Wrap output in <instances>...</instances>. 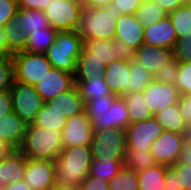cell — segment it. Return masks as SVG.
<instances>
[{"mask_svg": "<svg viewBox=\"0 0 191 190\" xmlns=\"http://www.w3.org/2000/svg\"><path fill=\"white\" fill-rule=\"evenodd\" d=\"M83 51L95 56V59L105 65L115 59L126 58L129 55L123 45L116 40L85 39L83 40Z\"/></svg>", "mask_w": 191, "mask_h": 190, "instance_id": "cell-16", "label": "cell"}, {"mask_svg": "<svg viewBox=\"0 0 191 190\" xmlns=\"http://www.w3.org/2000/svg\"><path fill=\"white\" fill-rule=\"evenodd\" d=\"M51 0H17L19 9L44 10Z\"/></svg>", "mask_w": 191, "mask_h": 190, "instance_id": "cell-51", "label": "cell"}, {"mask_svg": "<svg viewBox=\"0 0 191 190\" xmlns=\"http://www.w3.org/2000/svg\"><path fill=\"white\" fill-rule=\"evenodd\" d=\"M13 112L27 124L33 123L44 101L31 84L14 81L10 89Z\"/></svg>", "mask_w": 191, "mask_h": 190, "instance_id": "cell-8", "label": "cell"}, {"mask_svg": "<svg viewBox=\"0 0 191 190\" xmlns=\"http://www.w3.org/2000/svg\"><path fill=\"white\" fill-rule=\"evenodd\" d=\"M156 164L150 149L138 150L126 147L124 166L128 169L138 172Z\"/></svg>", "mask_w": 191, "mask_h": 190, "instance_id": "cell-31", "label": "cell"}, {"mask_svg": "<svg viewBox=\"0 0 191 190\" xmlns=\"http://www.w3.org/2000/svg\"><path fill=\"white\" fill-rule=\"evenodd\" d=\"M177 39L176 30L168 15L144 28V44L157 48L173 49Z\"/></svg>", "mask_w": 191, "mask_h": 190, "instance_id": "cell-17", "label": "cell"}, {"mask_svg": "<svg viewBox=\"0 0 191 190\" xmlns=\"http://www.w3.org/2000/svg\"><path fill=\"white\" fill-rule=\"evenodd\" d=\"M106 65L95 56L86 54L83 50L77 59V69L74 74V80H86L89 78L104 77Z\"/></svg>", "mask_w": 191, "mask_h": 190, "instance_id": "cell-23", "label": "cell"}, {"mask_svg": "<svg viewBox=\"0 0 191 190\" xmlns=\"http://www.w3.org/2000/svg\"><path fill=\"white\" fill-rule=\"evenodd\" d=\"M130 77L126 84V94L144 91L153 81V75L130 55Z\"/></svg>", "mask_w": 191, "mask_h": 190, "instance_id": "cell-30", "label": "cell"}, {"mask_svg": "<svg viewBox=\"0 0 191 190\" xmlns=\"http://www.w3.org/2000/svg\"><path fill=\"white\" fill-rule=\"evenodd\" d=\"M46 104L53 107L67 119L85 110V103L76 84L70 90L47 101Z\"/></svg>", "mask_w": 191, "mask_h": 190, "instance_id": "cell-21", "label": "cell"}, {"mask_svg": "<svg viewBox=\"0 0 191 190\" xmlns=\"http://www.w3.org/2000/svg\"><path fill=\"white\" fill-rule=\"evenodd\" d=\"M144 0H113L112 3L121 10L123 14H135L136 10Z\"/></svg>", "mask_w": 191, "mask_h": 190, "instance_id": "cell-49", "label": "cell"}, {"mask_svg": "<svg viewBox=\"0 0 191 190\" xmlns=\"http://www.w3.org/2000/svg\"><path fill=\"white\" fill-rule=\"evenodd\" d=\"M123 166L124 160L92 159L89 175L109 181Z\"/></svg>", "mask_w": 191, "mask_h": 190, "instance_id": "cell-35", "label": "cell"}, {"mask_svg": "<svg viewBox=\"0 0 191 190\" xmlns=\"http://www.w3.org/2000/svg\"><path fill=\"white\" fill-rule=\"evenodd\" d=\"M155 1L167 14L176 10L182 5V0H153Z\"/></svg>", "mask_w": 191, "mask_h": 190, "instance_id": "cell-53", "label": "cell"}, {"mask_svg": "<svg viewBox=\"0 0 191 190\" xmlns=\"http://www.w3.org/2000/svg\"><path fill=\"white\" fill-rule=\"evenodd\" d=\"M173 55L179 63L191 62V35L176 40Z\"/></svg>", "mask_w": 191, "mask_h": 190, "instance_id": "cell-43", "label": "cell"}, {"mask_svg": "<svg viewBox=\"0 0 191 190\" xmlns=\"http://www.w3.org/2000/svg\"><path fill=\"white\" fill-rule=\"evenodd\" d=\"M66 120V117L45 102L41 110L37 113L33 124L62 132L66 125Z\"/></svg>", "mask_w": 191, "mask_h": 190, "instance_id": "cell-32", "label": "cell"}, {"mask_svg": "<svg viewBox=\"0 0 191 190\" xmlns=\"http://www.w3.org/2000/svg\"><path fill=\"white\" fill-rule=\"evenodd\" d=\"M179 162L191 165V140L189 138L183 143Z\"/></svg>", "mask_w": 191, "mask_h": 190, "instance_id": "cell-54", "label": "cell"}, {"mask_svg": "<svg viewBox=\"0 0 191 190\" xmlns=\"http://www.w3.org/2000/svg\"><path fill=\"white\" fill-rule=\"evenodd\" d=\"M50 190H80V187L67 186L55 183V185Z\"/></svg>", "mask_w": 191, "mask_h": 190, "instance_id": "cell-59", "label": "cell"}, {"mask_svg": "<svg viewBox=\"0 0 191 190\" xmlns=\"http://www.w3.org/2000/svg\"><path fill=\"white\" fill-rule=\"evenodd\" d=\"M131 56L144 66L151 75H154L157 70L174 57L173 49L157 48L148 44H142Z\"/></svg>", "mask_w": 191, "mask_h": 190, "instance_id": "cell-19", "label": "cell"}, {"mask_svg": "<svg viewBox=\"0 0 191 190\" xmlns=\"http://www.w3.org/2000/svg\"><path fill=\"white\" fill-rule=\"evenodd\" d=\"M179 69V62L173 57L170 59L163 67L155 72L153 75V80L167 83V84H174L177 79Z\"/></svg>", "mask_w": 191, "mask_h": 190, "instance_id": "cell-40", "label": "cell"}, {"mask_svg": "<svg viewBox=\"0 0 191 190\" xmlns=\"http://www.w3.org/2000/svg\"><path fill=\"white\" fill-rule=\"evenodd\" d=\"M63 149L62 132L30 123L18 150L28 159L55 161Z\"/></svg>", "mask_w": 191, "mask_h": 190, "instance_id": "cell-3", "label": "cell"}, {"mask_svg": "<svg viewBox=\"0 0 191 190\" xmlns=\"http://www.w3.org/2000/svg\"><path fill=\"white\" fill-rule=\"evenodd\" d=\"M110 190H139L138 174L123 166L121 170L108 181Z\"/></svg>", "mask_w": 191, "mask_h": 190, "instance_id": "cell-37", "label": "cell"}, {"mask_svg": "<svg viewBox=\"0 0 191 190\" xmlns=\"http://www.w3.org/2000/svg\"><path fill=\"white\" fill-rule=\"evenodd\" d=\"M171 167L177 172L178 182L183 190H191V165L178 161L176 164L171 165Z\"/></svg>", "mask_w": 191, "mask_h": 190, "instance_id": "cell-45", "label": "cell"}, {"mask_svg": "<svg viewBox=\"0 0 191 190\" xmlns=\"http://www.w3.org/2000/svg\"><path fill=\"white\" fill-rule=\"evenodd\" d=\"M93 128L86 110L66 120L62 130L63 148L79 145H90L93 137Z\"/></svg>", "mask_w": 191, "mask_h": 190, "instance_id": "cell-11", "label": "cell"}, {"mask_svg": "<svg viewBox=\"0 0 191 190\" xmlns=\"http://www.w3.org/2000/svg\"><path fill=\"white\" fill-rule=\"evenodd\" d=\"M182 5H191V0H182Z\"/></svg>", "mask_w": 191, "mask_h": 190, "instance_id": "cell-60", "label": "cell"}, {"mask_svg": "<svg viewBox=\"0 0 191 190\" xmlns=\"http://www.w3.org/2000/svg\"><path fill=\"white\" fill-rule=\"evenodd\" d=\"M147 106L153 116L168 106L178 104L180 91L174 84L153 80L143 91Z\"/></svg>", "mask_w": 191, "mask_h": 190, "instance_id": "cell-13", "label": "cell"}, {"mask_svg": "<svg viewBox=\"0 0 191 190\" xmlns=\"http://www.w3.org/2000/svg\"><path fill=\"white\" fill-rule=\"evenodd\" d=\"M27 123L17 113L11 112L0 117V139L6 141L14 149L23 143Z\"/></svg>", "mask_w": 191, "mask_h": 190, "instance_id": "cell-20", "label": "cell"}, {"mask_svg": "<svg viewBox=\"0 0 191 190\" xmlns=\"http://www.w3.org/2000/svg\"><path fill=\"white\" fill-rule=\"evenodd\" d=\"M2 190H32L29 184L25 180L18 181L16 183L9 182L3 186Z\"/></svg>", "mask_w": 191, "mask_h": 190, "instance_id": "cell-55", "label": "cell"}, {"mask_svg": "<svg viewBox=\"0 0 191 190\" xmlns=\"http://www.w3.org/2000/svg\"><path fill=\"white\" fill-rule=\"evenodd\" d=\"M154 118L162 125L165 131H172L185 135L189 134V129L184 123L178 104L166 107L155 114Z\"/></svg>", "mask_w": 191, "mask_h": 190, "instance_id": "cell-25", "label": "cell"}, {"mask_svg": "<svg viewBox=\"0 0 191 190\" xmlns=\"http://www.w3.org/2000/svg\"><path fill=\"white\" fill-rule=\"evenodd\" d=\"M126 131L127 147L138 150L150 149L155 139L164 131L162 125L153 117L130 123Z\"/></svg>", "mask_w": 191, "mask_h": 190, "instance_id": "cell-10", "label": "cell"}, {"mask_svg": "<svg viewBox=\"0 0 191 190\" xmlns=\"http://www.w3.org/2000/svg\"><path fill=\"white\" fill-rule=\"evenodd\" d=\"M84 7L87 8H103L112 3L113 0H82Z\"/></svg>", "mask_w": 191, "mask_h": 190, "instance_id": "cell-57", "label": "cell"}, {"mask_svg": "<svg viewBox=\"0 0 191 190\" xmlns=\"http://www.w3.org/2000/svg\"><path fill=\"white\" fill-rule=\"evenodd\" d=\"M13 150H15L6 141L0 139V162H2Z\"/></svg>", "mask_w": 191, "mask_h": 190, "instance_id": "cell-58", "label": "cell"}, {"mask_svg": "<svg viewBox=\"0 0 191 190\" xmlns=\"http://www.w3.org/2000/svg\"><path fill=\"white\" fill-rule=\"evenodd\" d=\"M24 180L32 190H50L55 185L54 160L26 158Z\"/></svg>", "mask_w": 191, "mask_h": 190, "instance_id": "cell-14", "label": "cell"}, {"mask_svg": "<svg viewBox=\"0 0 191 190\" xmlns=\"http://www.w3.org/2000/svg\"><path fill=\"white\" fill-rule=\"evenodd\" d=\"M4 56L0 53V60L3 58Z\"/></svg>", "mask_w": 191, "mask_h": 190, "instance_id": "cell-63", "label": "cell"}, {"mask_svg": "<svg viewBox=\"0 0 191 190\" xmlns=\"http://www.w3.org/2000/svg\"><path fill=\"white\" fill-rule=\"evenodd\" d=\"M138 22L144 27L154 24L168 14L153 0H144L135 13Z\"/></svg>", "mask_w": 191, "mask_h": 190, "instance_id": "cell-34", "label": "cell"}, {"mask_svg": "<svg viewBox=\"0 0 191 190\" xmlns=\"http://www.w3.org/2000/svg\"><path fill=\"white\" fill-rule=\"evenodd\" d=\"M25 170L26 157L15 149L0 162V180L3 185L24 180Z\"/></svg>", "mask_w": 191, "mask_h": 190, "instance_id": "cell-22", "label": "cell"}, {"mask_svg": "<svg viewBox=\"0 0 191 190\" xmlns=\"http://www.w3.org/2000/svg\"><path fill=\"white\" fill-rule=\"evenodd\" d=\"M168 16L178 38L191 35V5H181Z\"/></svg>", "mask_w": 191, "mask_h": 190, "instance_id": "cell-36", "label": "cell"}, {"mask_svg": "<svg viewBox=\"0 0 191 190\" xmlns=\"http://www.w3.org/2000/svg\"><path fill=\"white\" fill-rule=\"evenodd\" d=\"M121 15V10L113 3L103 8L84 7L76 32L83 40H115V27Z\"/></svg>", "mask_w": 191, "mask_h": 190, "instance_id": "cell-2", "label": "cell"}, {"mask_svg": "<svg viewBox=\"0 0 191 190\" xmlns=\"http://www.w3.org/2000/svg\"><path fill=\"white\" fill-rule=\"evenodd\" d=\"M75 85L74 74L51 68L34 87L44 102L70 90Z\"/></svg>", "mask_w": 191, "mask_h": 190, "instance_id": "cell-15", "label": "cell"}, {"mask_svg": "<svg viewBox=\"0 0 191 190\" xmlns=\"http://www.w3.org/2000/svg\"><path fill=\"white\" fill-rule=\"evenodd\" d=\"M3 28L7 36V49L12 54L26 51L27 35L23 31V25L18 24L14 18Z\"/></svg>", "mask_w": 191, "mask_h": 190, "instance_id": "cell-33", "label": "cell"}, {"mask_svg": "<svg viewBox=\"0 0 191 190\" xmlns=\"http://www.w3.org/2000/svg\"><path fill=\"white\" fill-rule=\"evenodd\" d=\"M15 19L23 25V31L30 35L32 31L43 30L50 27L48 18L43 10L18 9Z\"/></svg>", "mask_w": 191, "mask_h": 190, "instance_id": "cell-27", "label": "cell"}, {"mask_svg": "<svg viewBox=\"0 0 191 190\" xmlns=\"http://www.w3.org/2000/svg\"><path fill=\"white\" fill-rule=\"evenodd\" d=\"M84 103L102 96L113 95L104 77L74 80Z\"/></svg>", "mask_w": 191, "mask_h": 190, "instance_id": "cell-28", "label": "cell"}, {"mask_svg": "<svg viewBox=\"0 0 191 190\" xmlns=\"http://www.w3.org/2000/svg\"><path fill=\"white\" fill-rule=\"evenodd\" d=\"M121 97L128 109L130 123H136L154 117L147 106L143 91L124 94Z\"/></svg>", "mask_w": 191, "mask_h": 190, "instance_id": "cell-24", "label": "cell"}, {"mask_svg": "<svg viewBox=\"0 0 191 190\" xmlns=\"http://www.w3.org/2000/svg\"><path fill=\"white\" fill-rule=\"evenodd\" d=\"M18 9L17 0H0V27L14 19Z\"/></svg>", "mask_w": 191, "mask_h": 190, "instance_id": "cell-44", "label": "cell"}, {"mask_svg": "<svg viewBox=\"0 0 191 190\" xmlns=\"http://www.w3.org/2000/svg\"><path fill=\"white\" fill-rule=\"evenodd\" d=\"M167 166L156 164L138 171L139 190H163Z\"/></svg>", "mask_w": 191, "mask_h": 190, "instance_id": "cell-26", "label": "cell"}, {"mask_svg": "<svg viewBox=\"0 0 191 190\" xmlns=\"http://www.w3.org/2000/svg\"><path fill=\"white\" fill-rule=\"evenodd\" d=\"M112 127L126 129L130 124L128 109L121 96H118L111 106Z\"/></svg>", "mask_w": 191, "mask_h": 190, "instance_id": "cell-38", "label": "cell"}, {"mask_svg": "<svg viewBox=\"0 0 191 190\" xmlns=\"http://www.w3.org/2000/svg\"><path fill=\"white\" fill-rule=\"evenodd\" d=\"M187 138L188 135L164 130L162 134L155 139L150 148L156 163L165 166L176 164L179 161L183 143Z\"/></svg>", "mask_w": 191, "mask_h": 190, "instance_id": "cell-9", "label": "cell"}, {"mask_svg": "<svg viewBox=\"0 0 191 190\" xmlns=\"http://www.w3.org/2000/svg\"><path fill=\"white\" fill-rule=\"evenodd\" d=\"M179 111L186 124L187 128L191 129V94H184L180 96L178 102Z\"/></svg>", "mask_w": 191, "mask_h": 190, "instance_id": "cell-47", "label": "cell"}, {"mask_svg": "<svg viewBox=\"0 0 191 190\" xmlns=\"http://www.w3.org/2000/svg\"><path fill=\"white\" fill-rule=\"evenodd\" d=\"M83 50V39L76 31L58 32L45 55L53 68L75 74L77 59Z\"/></svg>", "mask_w": 191, "mask_h": 190, "instance_id": "cell-4", "label": "cell"}, {"mask_svg": "<svg viewBox=\"0 0 191 190\" xmlns=\"http://www.w3.org/2000/svg\"><path fill=\"white\" fill-rule=\"evenodd\" d=\"M117 95H108L95 98L85 103V110L87 114H104L111 108Z\"/></svg>", "mask_w": 191, "mask_h": 190, "instance_id": "cell-41", "label": "cell"}, {"mask_svg": "<svg viewBox=\"0 0 191 190\" xmlns=\"http://www.w3.org/2000/svg\"><path fill=\"white\" fill-rule=\"evenodd\" d=\"M15 81L12 56H4L0 60V93L10 91Z\"/></svg>", "mask_w": 191, "mask_h": 190, "instance_id": "cell-39", "label": "cell"}, {"mask_svg": "<svg viewBox=\"0 0 191 190\" xmlns=\"http://www.w3.org/2000/svg\"><path fill=\"white\" fill-rule=\"evenodd\" d=\"M115 40L119 41L130 55L144 44V27L135 14H123L117 19Z\"/></svg>", "mask_w": 191, "mask_h": 190, "instance_id": "cell-12", "label": "cell"}, {"mask_svg": "<svg viewBox=\"0 0 191 190\" xmlns=\"http://www.w3.org/2000/svg\"><path fill=\"white\" fill-rule=\"evenodd\" d=\"M91 163L90 145L64 148L54 161L55 183L80 187L90 173Z\"/></svg>", "mask_w": 191, "mask_h": 190, "instance_id": "cell-1", "label": "cell"}, {"mask_svg": "<svg viewBox=\"0 0 191 190\" xmlns=\"http://www.w3.org/2000/svg\"><path fill=\"white\" fill-rule=\"evenodd\" d=\"M0 53L3 56H12V53L7 49V36L3 27H0Z\"/></svg>", "mask_w": 191, "mask_h": 190, "instance_id": "cell-56", "label": "cell"}, {"mask_svg": "<svg viewBox=\"0 0 191 190\" xmlns=\"http://www.w3.org/2000/svg\"><path fill=\"white\" fill-rule=\"evenodd\" d=\"M87 116L90 119L93 131L113 128L111 108L104 114H87Z\"/></svg>", "mask_w": 191, "mask_h": 190, "instance_id": "cell-46", "label": "cell"}, {"mask_svg": "<svg viewBox=\"0 0 191 190\" xmlns=\"http://www.w3.org/2000/svg\"><path fill=\"white\" fill-rule=\"evenodd\" d=\"M58 31L51 26L43 30L32 31L27 35L26 51L30 53L45 54L54 43Z\"/></svg>", "mask_w": 191, "mask_h": 190, "instance_id": "cell-29", "label": "cell"}, {"mask_svg": "<svg viewBox=\"0 0 191 190\" xmlns=\"http://www.w3.org/2000/svg\"><path fill=\"white\" fill-rule=\"evenodd\" d=\"M188 138L191 140V129L189 130Z\"/></svg>", "mask_w": 191, "mask_h": 190, "instance_id": "cell-62", "label": "cell"}, {"mask_svg": "<svg viewBox=\"0 0 191 190\" xmlns=\"http://www.w3.org/2000/svg\"><path fill=\"white\" fill-rule=\"evenodd\" d=\"M83 8L82 0H51L43 12L56 31H76Z\"/></svg>", "mask_w": 191, "mask_h": 190, "instance_id": "cell-6", "label": "cell"}, {"mask_svg": "<svg viewBox=\"0 0 191 190\" xmlns=\"http://www.w3.org/2000/svg\"><path fill=\"white\" fill-rule=\"evenodd\" d=\"M164 183L163 190H183L178 182L177 172L171 166H167Z\"/></svg>", "mask_w": 191, "mask_h": 190, "instance_id": "cell-50", "label": "cell"}, {"mask_svg": "<svg viewBox=\"0 0 191 190\" xmlns=\"http://www.w3.org/2000/svg\"><path fill=\"white\" fill-rule=\"evenodd\" d=\"M13 112L12 97L10 91L0 93V117Z\"/></svg>", "mask_w": 191, "mask_h": 190, "instance_id": "cell-52", "label": "cell"}, {"mask_svg": "<svg viewBox=\"0 0 191 190\" xmlns=\"http://www.w3.org/2000/svg\"><path fill=\"white\" fill-rule=\"evenodd\" d=\"M3 184H2V181L0 180V190H2L3 189Z\"/></svg>", "mask_w": 191, "mask_h": 190, "instance_id": "cell-61", "label": "cell"}, {"mask_svg": "<svg viewBox=\"0 0 191 190\" xmlns=\"http://www.w3.org/2000/svg\"><path fill=\"white\" fill-rule=\"evenodd\" d=\"M130 54L126 58H118L106 65L104 81L113 95L126 94V84L130 77Z\"/></svg>", "mask_w": 191, "mask_h": 190, "instance_id": "cell-18", "label": "cell"}, {"mask_svg": "<svg viewBox=\"0 0 191 190\" xmlns=\"http://www.w3.org/2000/svg\"><path fill=\"white\" fill-rule=\"evenodd\" d=\"M80 190H110L108 181L88 175L80 184Z\"/></svg>", "mask_w": 191, "mask_h": 190, "instance_id": "cell-48", "label": "cell"}, {"mask_svg": "<svg viewBox=\"0 0 191 190\" xmlns=\"http://www.w3.org/2000/svg\"><path fill=\"white\" fill-rule=\"evenodd\" d=\"M15 81L35 85L52 68L45 54L20 51L12 54Z\"/></svg>", "mask_w": 191, "mask_h": 190, "instance_id": "cell-7", "label": "cell"}, {"mask_svg": "<svg viewBox=\"0 0 191 190\" xmlns=\"http://www.w3.org/2000/svg\"><path fill=\"white\" fill-rule=\"evenodd\" d=\"M90 147L92 159L124 160L126 131L118 128L94 131Z\"/></svg>", "mask_w": 191, "mask_h": 190, "instance_id": "cell-5", "label": "cell"}, {"mask_svg": "<svg viewBox=\"0 0 191 190\" xmlns=\"http://www.w3.org/2000/svg\"><path fill=\"white\" fill-rule=\"evenodd\" d=\"M175 86L180 94H191V62L179 63Z\"/></svg>", "mask_w": 191, "mask_h": 190, "instance_id": "cell-42", "label": "cell"}]
</instances>
